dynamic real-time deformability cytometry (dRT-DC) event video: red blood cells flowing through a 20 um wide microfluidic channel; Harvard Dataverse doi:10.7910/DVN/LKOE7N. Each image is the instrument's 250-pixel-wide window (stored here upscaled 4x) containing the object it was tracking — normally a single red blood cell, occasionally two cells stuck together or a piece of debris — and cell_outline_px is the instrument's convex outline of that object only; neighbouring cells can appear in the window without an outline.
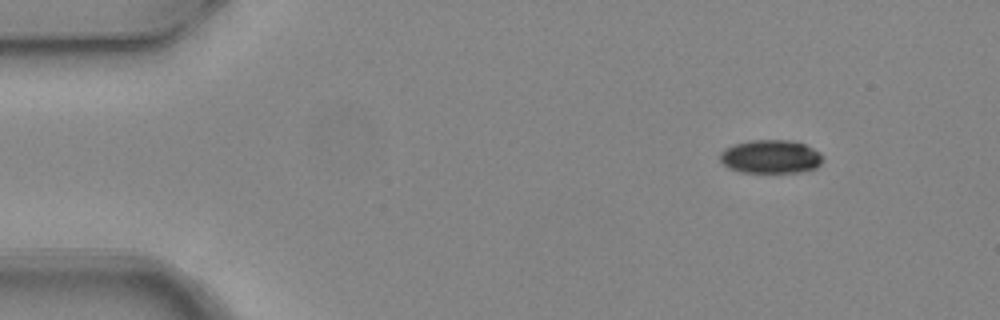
{"species": "common noctule bat (a hibernating species)", "species_latin": "Nyctalus noctula", "temperature_condition": "warm", "stored_images_in_passage": 7, "camera_frame_rate_fps": 3000, "um_per_image_px": 0.085, "animal": {"sex": "female", "body_mass_g": 24.6, "forearm_length_mm": 56.2}, "frame": {"image": 1, "passage_image": 1, "time_ms": 0.0, "image_size_px": [1000, 320], "cell_outline_px": [[824, 160], [816, 168], [800, 172], [740, 172], [728, 168], [720, 160], [720, 152], [724, 148], [748, 140], [792, 140], [804, 144], [820, 152]], "centroid_in_image_um": [65.51, 13.31], "position_along_channel_um": 19.5, "area_um2": 20.17}}
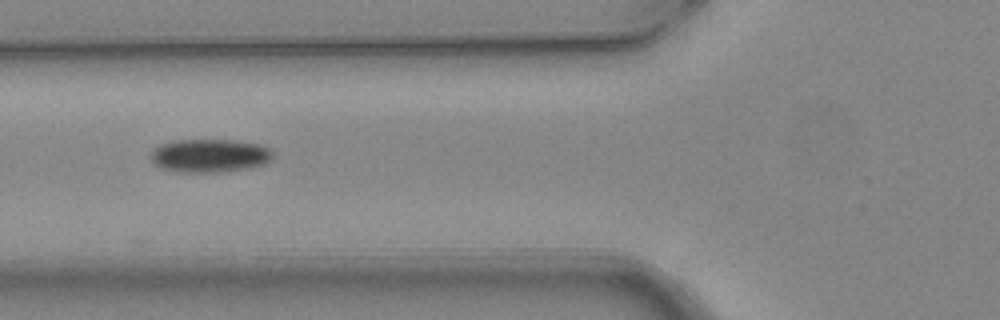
{"frame": {"image": 2, "passage_image": 5, "time_ms": 1.333, "image_size_px": [1000, 320], "cell_outline_px": [[272, 160], [264, 164], [252, 168], [224, 172], [180, 172], [160, 168], [152, 164], [152, 148], [160, 144], [172, 140], [236, 140], [260, 144], [268, 148], [272, 152]], "centroid_in_image_um": [17.82, 13.23], "position_along_channel_um": 108.0, "area_um2": 24.1}}
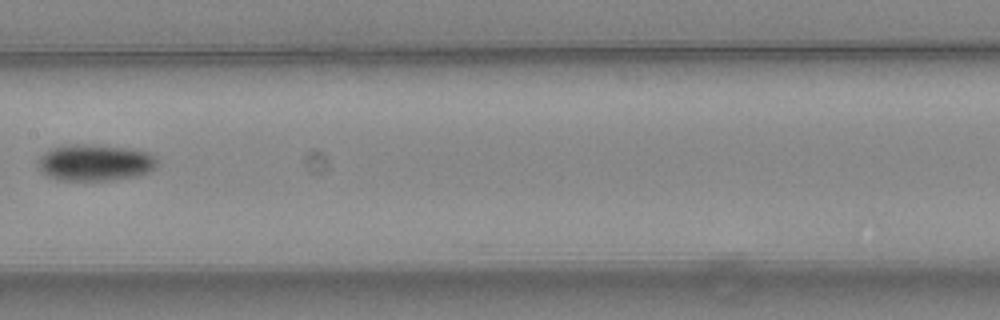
{"frame": {"image": 3, "passage_image": 7, "time_ms": 2.0, "image_size_px": [1000, 320], "cell_outline_px": [[156, 168], [148, 172], [136, 176], [112, 180], [56, 180], [48, 176], [36, 164], [40, 156], [48, 148], [68, 144], [92, 144], [124, 148], [148, 152], [156, 156]], "centroid_in_image_um": [8.04, 13.81], "position_along_channel_um": 199.4, "area_um2": 25.49}}